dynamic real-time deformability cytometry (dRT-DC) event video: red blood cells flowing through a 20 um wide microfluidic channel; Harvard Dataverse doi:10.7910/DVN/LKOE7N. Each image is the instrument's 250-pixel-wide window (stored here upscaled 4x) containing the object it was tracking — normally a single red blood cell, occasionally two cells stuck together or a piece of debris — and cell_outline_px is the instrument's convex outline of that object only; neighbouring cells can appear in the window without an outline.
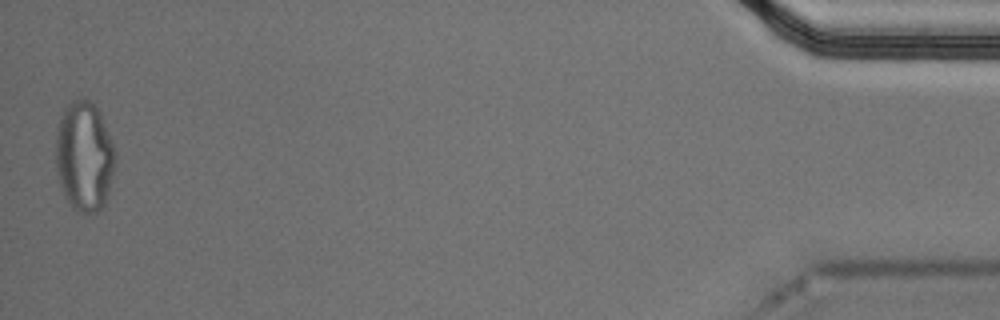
{"species": "Egyptian fruit bat (a non-hibernating species)", "species_latin": "Rousettus aegyptiacus", "temperature_condition": "cold", "stored_images_in_passage": 55, "segment_of_instrument_passage": [2, 2], "camera_frame_rate_fps": 3000, "um_per_image_px": 0.085, "animal": {"sex": "male"}, "frame": {"image": 1, "passage_image": 55, "time_ms": 18.0, "image_size_px": [1000, 320], "cell_outline_px": [[116, 160], [108, 196], [104, 208], [88, 216], [84, 216], [76, 212], [72, 208], [60, 184], [56, 168], [56, 128], [60, 116], [64, 108], [68, 104], [80, 96], [84, 96], [92, 100], [100, 112], [112, 140], [116, 152]], "centroid_in_image_um": [7.18, 13.29], "position_along_channel_um": 428.0, "area_um2": 39.19}}